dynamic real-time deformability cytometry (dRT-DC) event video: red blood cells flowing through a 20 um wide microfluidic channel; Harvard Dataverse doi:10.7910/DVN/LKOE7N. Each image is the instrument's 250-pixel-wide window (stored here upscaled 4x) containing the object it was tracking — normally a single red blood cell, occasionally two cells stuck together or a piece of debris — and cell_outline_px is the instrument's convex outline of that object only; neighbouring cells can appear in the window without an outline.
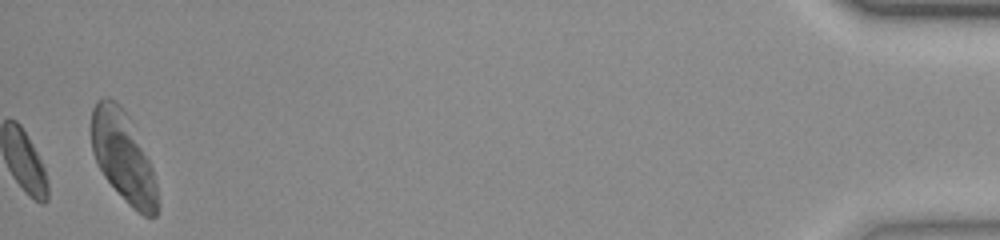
{"species": "common noctule bat (a hibernating species)", "species_latin": "Nyctalus noctula", "temperature_condition": "room temperature", "stored_images_in_passage": 51, "camera_frame_rate_fps": 3000, "um_per_image_px": 0.085, "animal": {"sex": "female", "body_mass_g": 23.0, "forearm_length_mm": 53.4}, "frame": {"image": 1, "passage_image": 51, "time_ms": 16.667, "image_size_px": [1000, 240], "cell_outline_px": [[160, 208], [156, 216], [144, 216], [132, 208], [128, 204], [104, 176], [92, 152], [92, 108], [96, 100], [104, 96], [108, 96], [116, 100], [124, 108], [128, 116], [152, 168], [156, 184]], "centroid_in_image_um": [10.47, 13.32], "position_along_channel_um": 424.7, "area_um2": 34.62}, "authors_computed_cell_mechanics": {"area_um2": 17.2822, "velocity_mm_per_s": 3.752, "shape_relaxation_time_tau1_ms": null, "shape_relaxation_time_tau2_ms": 4.4355, "deformation_change_tau1": null, "deformation_change_tau2": 0.0893}}